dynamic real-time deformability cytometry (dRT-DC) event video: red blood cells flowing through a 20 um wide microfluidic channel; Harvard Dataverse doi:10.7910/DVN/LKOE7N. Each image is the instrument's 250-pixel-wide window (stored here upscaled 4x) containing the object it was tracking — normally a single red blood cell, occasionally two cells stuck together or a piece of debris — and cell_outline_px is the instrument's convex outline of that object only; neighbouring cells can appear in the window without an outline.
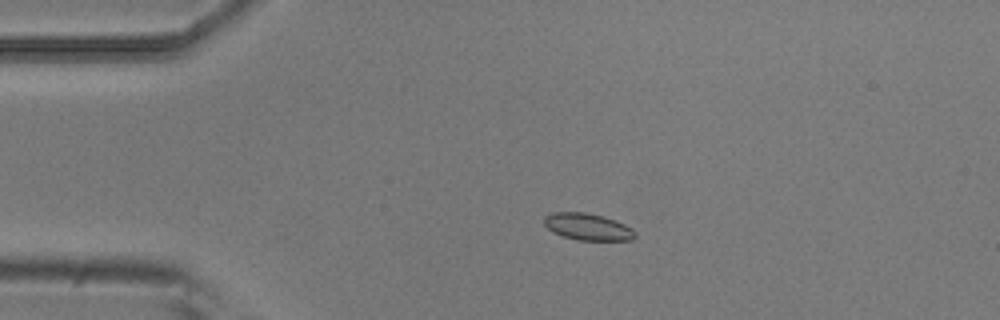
{"species": "common noctule bat (a hibernating species)", "species_latin": "Nyctalus noctula", "temperature_condition": "room temperature", "stored_images_in_passage": 5, "camera_frame_rate_fps": 3000, "um_per_image_px": 0.085, "animal": {"sex": "male", "body_mass_g": 20.5, "forearm_length_mm": 52.5}, "frame": {"image": 1, "passage_image": 4, "time_ms": 1.0, "image_size_px": [1000, 320], "cell_outline_px": [[636, 236], [632, 240], [576, 240], [552, 232], [544, 224], [544, 216], [552, 212], [584, 212], [604, 216], [624, 224], [632, 228], [636, 232]], "centroid_in_image_um": [49.95, 19.27], "position_along_channel_um": 35.0, "area_um2": 14.28}}